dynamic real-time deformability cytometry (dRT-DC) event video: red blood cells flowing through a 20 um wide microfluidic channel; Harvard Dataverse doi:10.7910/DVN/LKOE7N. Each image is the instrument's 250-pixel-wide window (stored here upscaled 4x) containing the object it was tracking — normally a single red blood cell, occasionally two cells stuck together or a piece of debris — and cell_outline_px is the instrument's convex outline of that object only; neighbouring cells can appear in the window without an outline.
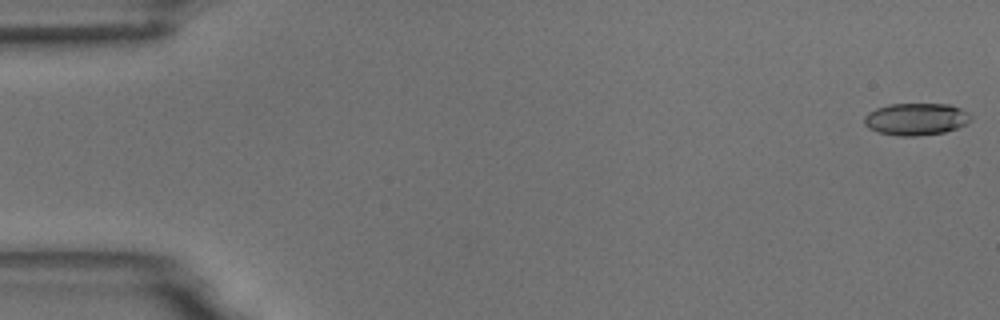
{"species": "common noctule bat (a hibernating species)", "species_latin": "Nyctalus noctula", "temperature_condition": "room temperature", "stored_images_in_passage": 6, "camera_frame_rate_fps": 3000, "um_per_image_px": 0.085, "animal": {"sex": "male", "body_mass_g": 18.8}, "frame": {"image": 1, "passage_image": 1, "time_ms": 0.0, "image_size_px": [1000, 320], "cell_outline_px": [[972, 120], [956, 128], [944, 132], [916, 136], [900, 136], [876, 132], [868, 128], [864, 124], [864, 116], [868, 112], [876, 108], [892, 104], [948, 104], [960, 108], [968, 112], [972, 116]], "centroid_in_image_um": [77.84, 10.12], "position_along_channel_um": 7.2, "area_um2": 20.0}}
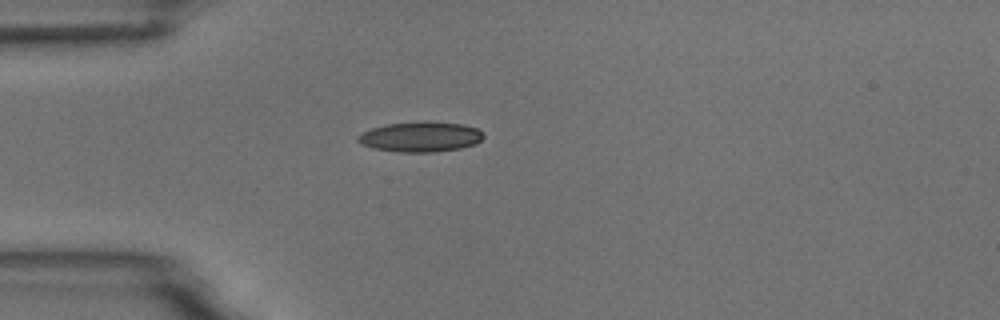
{"frame": {"image": 2, "passage_image": 5, "time_ms": 4.667, "image_size_px": [1000, 320], "cell_outline_px": [[484, 136], [476, 144], [460, 148], [436, 152], [396, 152], [372, 148], [360, 144], [356, 140], [356, 136], [372, 128], [384, 124], [424, 120], [428, 120], [464, 124], [476, 128], [484, 132]], "centroid_in_image_um": [35.74, 11.61], "position_along_channel_um": 49.3, "area_um2": 22.6}}